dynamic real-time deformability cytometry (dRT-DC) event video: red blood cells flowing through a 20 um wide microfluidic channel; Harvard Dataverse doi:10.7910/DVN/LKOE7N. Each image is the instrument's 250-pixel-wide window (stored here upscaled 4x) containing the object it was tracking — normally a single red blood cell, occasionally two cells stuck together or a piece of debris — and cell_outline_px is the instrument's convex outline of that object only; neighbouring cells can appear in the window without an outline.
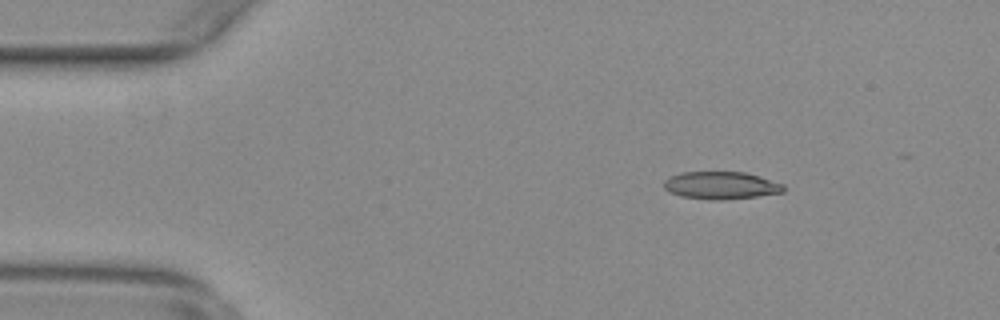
{"species": "common noctule bat (a hibernating species)", "species_latin": "Nyctalus noctula", "temperature_condition": "warm", "stored_images_in_passage": 49, "camera_frame_rate_fps": 3000, "um_per_image_px": 0.085, "animal": {"sex": "female", "body_mass_g": 29.2, "forearm_length_mm": 56.3}, "frame": {"image": 1, "passage_image": 8, "time_ms": 2.333, "image_size_px": [1000, 320], "cell_outline_px": [[784, 192], [756, 196], [720, 200], [712, 200], [680, 196], [668, 192], [664, 188], [664, 180], [680, 172], [744, 172], [760, 176], [784, 184]], "centroid_in_image_um": [61.27, 15.76], "position_along_channel_um": 23.7, "area_um2": 19.19}}
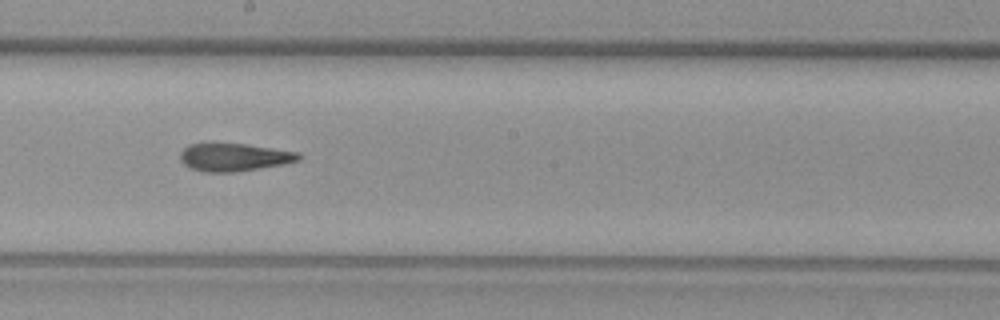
{"frame": {"image": 2, "passage_image": 30, "time_ms": 9.667, "image_size_px": [1000, 320], "cell_outline_px": [[300, 160], [284, 164], [236, 172], [204, 172], [188, 168], [180, 160], [180, 152], [188, 144], [208, 140], [212, 140], [244, 144], [296, 152], [300, 156]], "centroid_in_image_um": [19.77, 13.32], "position_along_channel_um": 228.4, "area_um2": 19.88}}
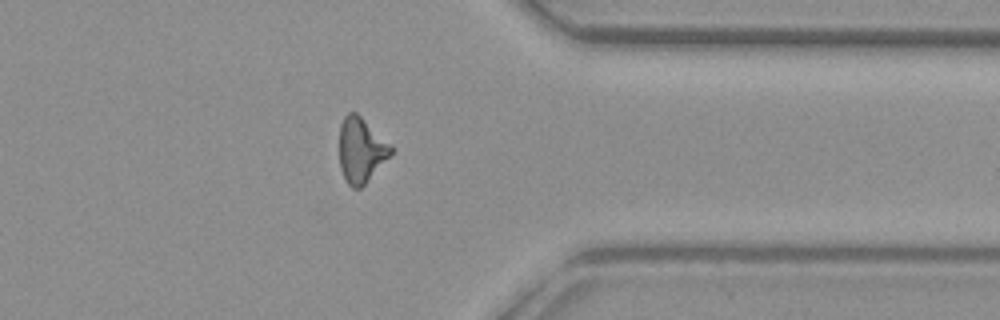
{"frame": {"image": 3, "passage_image": 43, "time_ms": 14.0, "image_size_px": [1000, 320], "cell_outline_px": [[392, 152], [368, 180], [360, 188], [352, 188], [348, 184], [340, 168], [340, 124], [344, 116], [348, 112], [356, 112], [392, 148]], "centroid_in_image_um": [30.64, 12.76], "position_along_channel_um": 380.8, "area_um2": 18.79}, "authors_computed_cell_mechanics": {"area_um2": 19.363, "velocity_mm_per_s": 3.772, "shape_relaxation_time_tau1_ms": null, "shape_relaxation_time_tau2_ms": 3.8103, "deformation_change_tau1": null, "deformation_change_tau2": 0.1422}}